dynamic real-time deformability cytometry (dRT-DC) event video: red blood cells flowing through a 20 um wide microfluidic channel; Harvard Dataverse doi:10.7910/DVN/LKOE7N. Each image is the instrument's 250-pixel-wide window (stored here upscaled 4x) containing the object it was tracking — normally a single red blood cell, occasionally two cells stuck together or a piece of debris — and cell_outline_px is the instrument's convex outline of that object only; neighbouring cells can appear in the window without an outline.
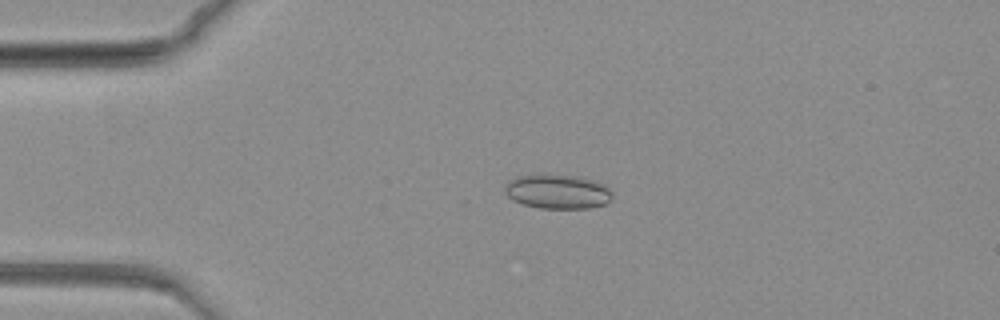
{"species": "common noctule bat (a hibernating species)", "species_latin": "Nyctalus noctula", "temperature_condition": "warm", "stored_images_in_passage": 73, "camera_frame_rate_fps": 3000, "um_per_image_px": 0.085, "animal": {"sex": "female", "body_mass_g": 19.3, "forearm_length_mm": 54.1}, "frame": {"image": 1, "passage_image": 10, "time_ms": 3.0, "image_size_px": [1000, 320], "cell_outline_px": [[612, 196], [604, 204], [588, 208], [540, 208], [524, 204], [512, 200], [504, 192], [504, 184], [508, 180], [516, 176], [540, 172], [576, 176], [596, 180], [604, 184], [612, 192]], "centroid_in_image_um": [47.33, 16.24], "position_along_channel_um": 37.7, "area_um2": 22.08}}
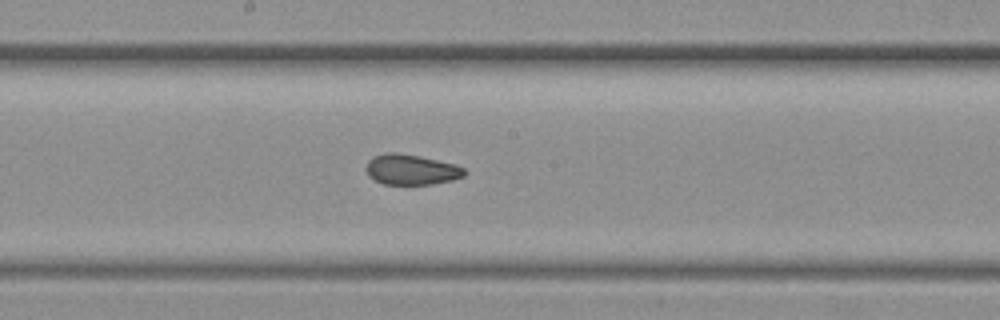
{"frame": {"image": 2, "passage_image": 35, "time_ms": 11.333, "image_size_px": [1000, 320], "cell_outline_px": [[464, 176], [452, 180], [432, 184], [384, 184], [368, 176], [364, 168], [368, 160], [384, 152], [396, 152], [420, 156], [456, 164], [464, 168]], "centroid_in_image_um": [34.93, 14.4], "position_along_channel_um": 213.3, "area_um2": 17.46}}
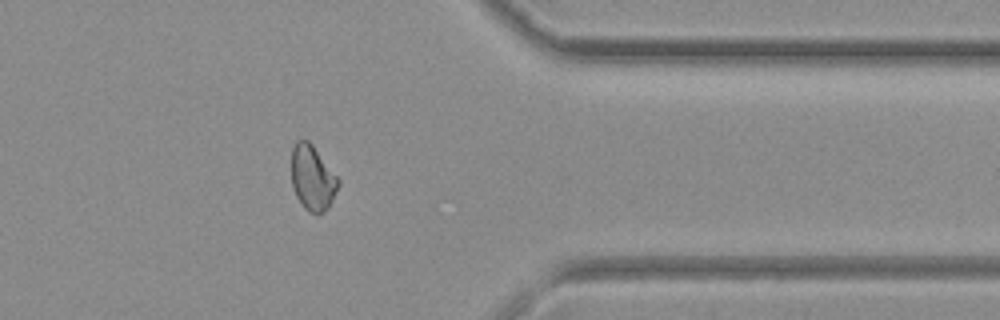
{"frame": {"image": 3, "passage_image": 57, "time_ms": 18.667, "image_size_px": [1000, 320], "cell_outline_px": [[340, 184], [328, 208], [324, 212], [316, 216], [308, 212], [304, 208], [296, 196], [292, 184], [292, 148], [296, 140], [308, 140], [312, 144], [340, 180]], "centroid_in_image_um": [26.57, 15.15], "position_along_channel_um": 384.8, "area_um2": 17.86}}